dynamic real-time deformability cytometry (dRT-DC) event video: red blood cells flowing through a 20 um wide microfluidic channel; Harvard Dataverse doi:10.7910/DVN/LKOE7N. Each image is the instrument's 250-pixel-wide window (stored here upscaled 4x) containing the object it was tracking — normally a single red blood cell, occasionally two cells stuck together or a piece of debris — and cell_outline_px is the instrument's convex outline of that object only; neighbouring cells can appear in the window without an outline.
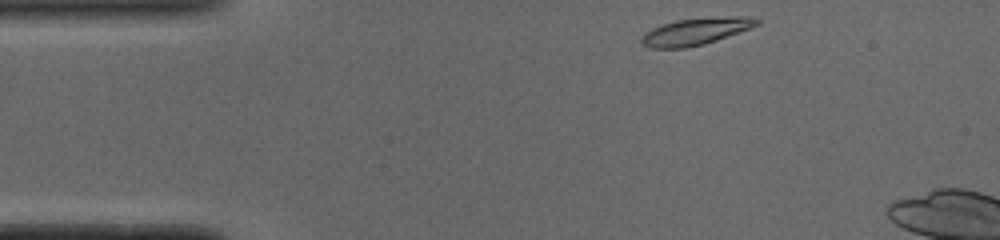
{"species": "common noctule bat (a hibernating species)", "species_latin": "Nyctalus noctula", "temperature_condition": "cold", "stored_images_in_passage": 6, "camera_frame_rate_fps": 3000, "um_per_image_px": 0.085, "animal": {"sex": "male", "body_mass_g": 19.0, "forearm_length_mm": 50.8}, "frame": {"image": 1, "passage_image": 1, "time_ms": 0.0, "image_size_px": [1000, 240], "cell_outline_px": [[760, 24], [716, 40], [704, 44], [684, 48], [648, 48], [640, 44], [640, 36], [644, 32], [652, 28], [676, 20], [740, 16], [748, 16], [760, 20]], "centroid_in_image_um": [59.06, 2.69], "position_along_channel_um": 25.9, "area_um2": 17.92}}